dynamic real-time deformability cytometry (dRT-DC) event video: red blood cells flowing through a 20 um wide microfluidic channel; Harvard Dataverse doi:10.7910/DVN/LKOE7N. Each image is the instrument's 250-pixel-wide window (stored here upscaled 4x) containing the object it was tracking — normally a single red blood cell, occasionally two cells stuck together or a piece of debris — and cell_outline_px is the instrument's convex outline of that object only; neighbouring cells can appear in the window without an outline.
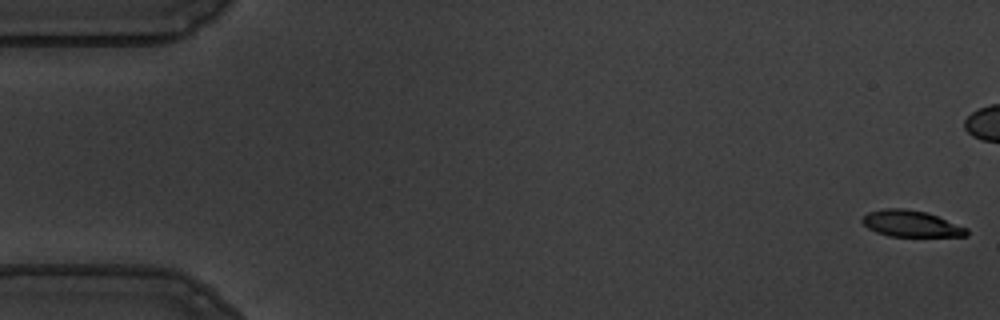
{"species": "common noctule bat (a hibernating species)", "species_latin": "Nyctalus noctula", "temperature_condition": "warm", "stored_images_in_passage": 56, "camera_frame_rate_fps": 3000, "um_per_image_px": 0.085, "animal": {"sex": "male", "body_mass_g": 19.5, "forearm_length_mm": 54.6}, "frame": {"image": 1, "passage_image": 1, "time_ms": 0.0, "image_size_px": [1000, 320], "cell_outline_px": [[968, 236], [888, 236], [876, 232], [868, 228], [860, 220], [868, 212], [884, 208], [904, 208], [928, 212], [968, 228]], "centroid_in_image_um": [77.44, 19.0], "position_along_channel_um": 7.6, "area_um2": 16.13}}
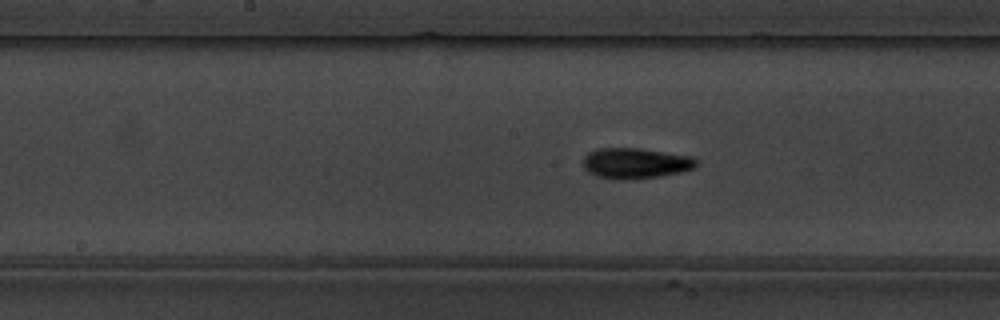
{"frame": {"image": 2, "passage_image": 28, "time_ms": 9.0, "image_size_px": [1000, 320], "cell_outline_px": [[696, 168], [680, 172], [660, 176], [596, 176], [588, 172], [584, 168], [584, 156], [588, 152], [596, 148], [640, 148], [692, 156], [696, 160]], "centroid_in_image_um": [54.04, 13.81], "position_along_channel_um": 194.2, "area_um2": 19.31}}
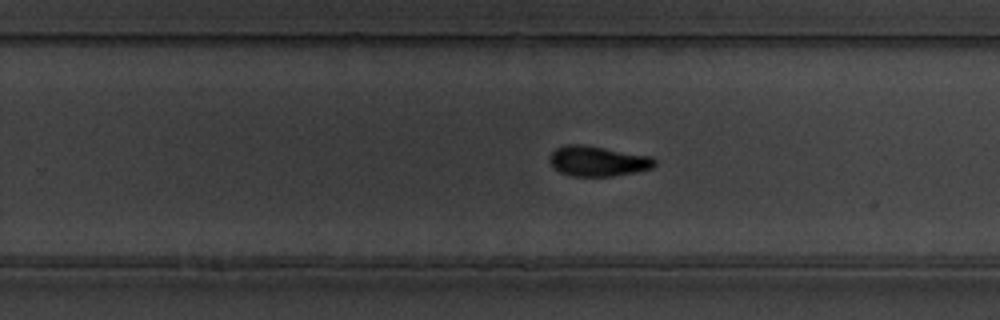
{"frame": {"image": 3, "passage_image": 35, "time_ms": 11.333, "image_size_px": [1000, 320], "cell_outline_px": [[656, 164], [652, 168], [636, 172], [612, 176], [572, 176], [560, 172], [548, 160], [548, 156], [556, 148], [564, 144], [584, 144], [652, 156], [656, 160]], "centroid_in_image_um": [50.82, 13.68], "position_along_channel_um": 279.0, "area_um2": 18.67}, "authors_computed_cell_mechanics": {"area_um2": 18.0914, "velocity_mm_per_s": 3.6516, "shape_relaxation_time_tau1_ms": 3.148, "shape_relaxation_time_tau2_ms": 5.5239, "deformation_change_tau1": 0.1936, "deformation_change_tau2": 0.125}}